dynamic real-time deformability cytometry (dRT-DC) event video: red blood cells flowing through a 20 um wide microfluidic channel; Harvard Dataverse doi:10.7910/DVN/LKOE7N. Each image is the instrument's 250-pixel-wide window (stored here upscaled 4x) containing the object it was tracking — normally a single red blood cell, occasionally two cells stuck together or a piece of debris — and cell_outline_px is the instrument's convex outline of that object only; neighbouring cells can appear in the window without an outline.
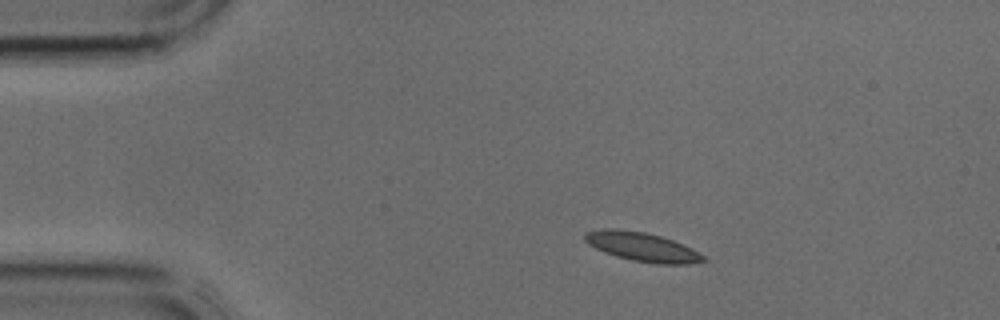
{"species": "common noctule bat (a hibernating species)", "species_latin": "Nyctalus noctula", "temperature_condition": "cold", "stored_images_in_passage": 2, "camera_frame_rate_fps": 3000, "um_per_image_px": 0.085, "animal": {"sex": "male", "body_mass_g": 17.9, "forearm_length_mm": 54.2}, "frame": {"image": 1, "passage_image": 1, "time_ms": 0.0, "image_size_px": [1000, 320], "cell_outline_px": [[708, 260], [688, 264], [656, 264], [632, 260], [616, 256], [604, 252], [588, 244], [584, 240], [584, 232], [604, 228], [616, 228], [644, 232], [660, 236], [672, 240], [692, 248], [704, 256]], "centroid_in_image_um": [54.56, 20.98], "position_along_channel_um": 30.4, "area_um2": 20.06}}